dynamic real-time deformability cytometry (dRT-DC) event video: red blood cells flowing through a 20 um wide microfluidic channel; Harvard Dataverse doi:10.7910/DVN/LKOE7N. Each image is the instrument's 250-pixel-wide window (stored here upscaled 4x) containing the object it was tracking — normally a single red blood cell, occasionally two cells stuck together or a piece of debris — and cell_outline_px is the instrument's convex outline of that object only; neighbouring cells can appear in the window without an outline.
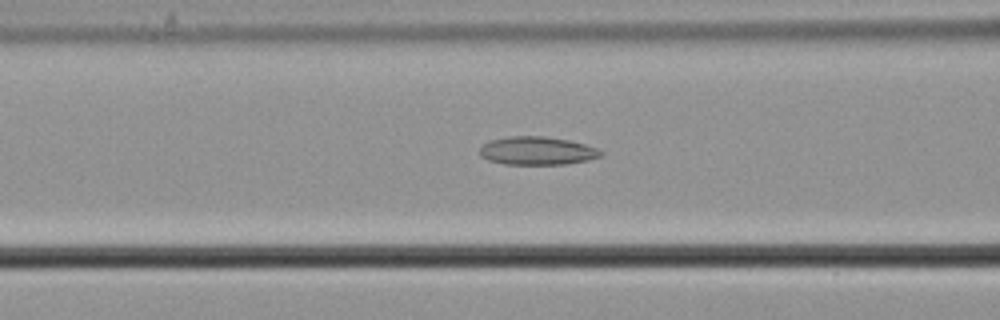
{"species": "common noctule bat (a hibernating species)", "species_latin": "Nyctalus noctula", "temperature_condition": "cold", "stored_images_in_passage": 35, "camera_frame_rate_fps": 3000, "um_per_image_px": 0.085, "animal": {"sex": "male", "body_mass_g": 21.5, "forearm_length_mm": 52.0}, "frame": {"image": 1, "passage_image": 6, "time_ms": 1.667, "image_size_px": [1000, 320], "cell_outline_px": [[604, 156], [588, 160], [564, 164], [504, 164], [488, 160], [480, 156], [480, 148], [488, 140], [508, 136], [544, 136], [568, 140], [584, 144], [596, 148], [604, 152]], "centroid_in_image_um": [45.65, 12.81], "position_along_channel_um": 120.9, "area_um2": 20.0}}
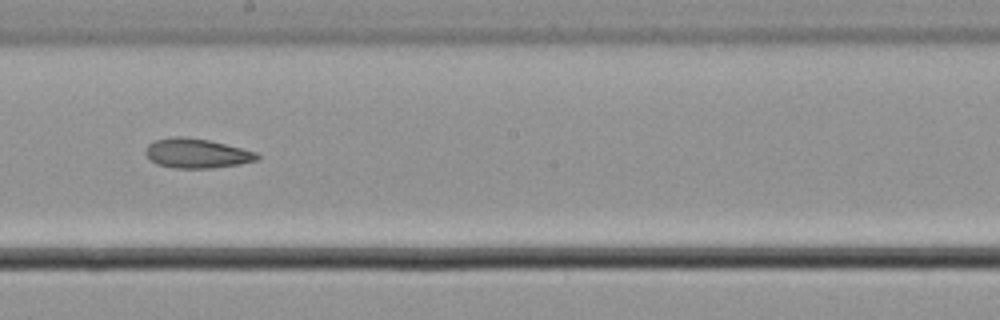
{"frame": {"image": 2, "passage_image": 15, "time_ms": 4.667, "image_size_px": [1000, 320], "cell_outline_px": [[260, 156], [256, 160], [240, 164], [212, 168], [172, 168], [156, 164], [144, 152], [148, 144], [156, 140], [172, 136], [184, 136], [208, 140], [256, 152]], "centroid_in_image_um": [16.69, 13.03], "position_along_channel_um": 231.5, "area_um2": 19.07}}
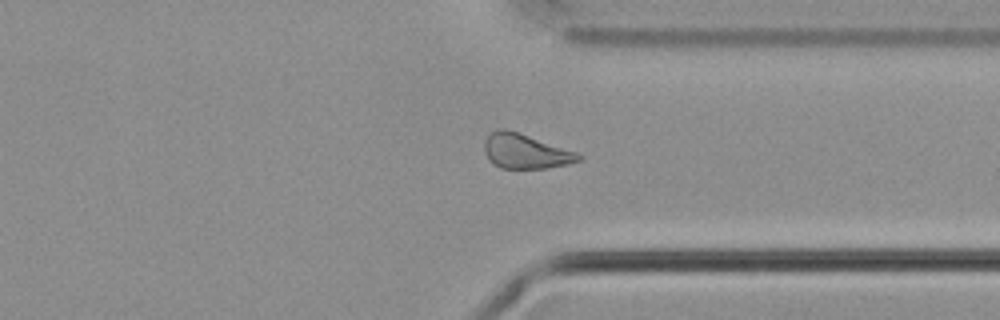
{"frame": {"image": 3, "passage_image": 26, "time_ms": 8.333, "image_size_px": [1000, 320], "cell_outline_px": [[584, 160], [568, 164], [544, 168], [500, 168], [492, 164], [488, 160], [484, 152], [484, 140], [496, 128], [504, 128], [576, 152], [584, 156]], "centroid_in_image_um": [44.64, 12.87], "position_along_channel_um": 366.8, "area_um2": 18.96}}